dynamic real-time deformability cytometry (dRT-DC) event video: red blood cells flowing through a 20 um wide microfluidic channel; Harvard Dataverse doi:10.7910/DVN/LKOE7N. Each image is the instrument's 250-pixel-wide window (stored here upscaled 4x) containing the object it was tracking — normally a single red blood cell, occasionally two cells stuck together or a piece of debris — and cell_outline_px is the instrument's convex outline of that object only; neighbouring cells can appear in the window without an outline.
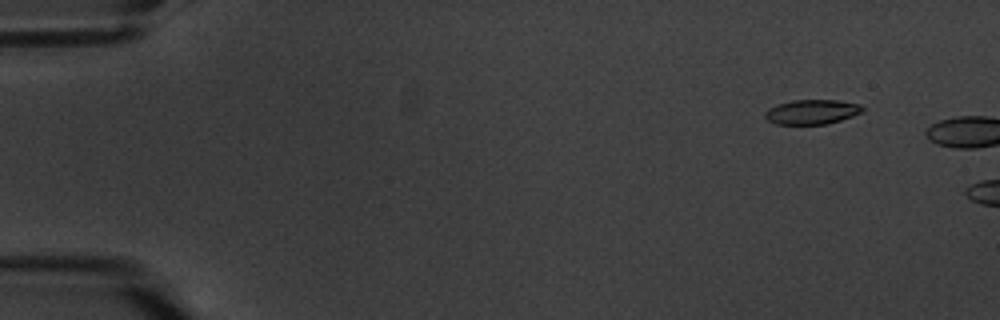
{"species": "common noctule bat (a hibernating species)", "species_latin": "Nyctalus noctula", "temperature_condition": "warm", "stored_images_in_passage": 2, "camera_frame_rate_fps": 3000, "um_per_image_px": 0.085, "animal": {"sex": "male", "body_mass_g": 20.1, "forearm_length_mm": 53.5}, "frame": {"image": 1, "passage_image": 1, "time_ms": 0.0, "image_size_px": [1000, 320], "cell_outline_px": [[864, 112], [840, 120], [824, 124], [776, 124], [768, 120], [764, 116], [764, 112], [768, 108], [776, 104], [792, 100], [836, 100], [860, 104], [864, 108]], "centroid_in_image_um": [68.99, 9.5], "position_along_channel_um": 16.0, "area_um2": 14.05}}